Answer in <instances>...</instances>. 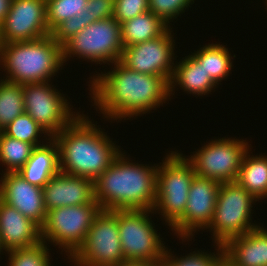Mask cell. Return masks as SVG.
<instances>
[{"mask_svg": "<svg viewBox=\"0 0 267 266\" xmlns=\"http://www.w3.org/2000/svg\"><path fill=\"white\" fill-rule=\"evenodd\" d=\"M87 25L88 20L85 8L81 14L75 15L60 23V25L51 32V35L62 46L67 40L83 30Z\"/></svg>", "mask_w": 267, "mask_h": 266, "instance_id": "32", "label": "cell"}, {"mask_svg": "<svg viewBox=\"0 0 267 266\" xmlns=\"http://www.w3.org/2000/svg\"><path fill=\"white\" fill-rule=\"evenodd\" d=\"M123 49L121 25L111 17L87 25L67 40L62 45V59L65 63L73 56L112 65L120 61Z\"/></svg>", "mask_w": 267, "mask_h": 266, "instance_id": "7", "label": "cell"}, {"mask_svg": "<svg viewBox=\"0 0 267 266\" xmlns=\"http://www.w3.org/2000/svg\"><path fill=\"white\" fill-rule=\"evenodd\" d=\"M93 123L82 113L53 137L59 148L60 171L95 181L121 153L97 121Z\"/></svg>", "mask_w": 267, "mask_h": 266, "instance_id": "2", "label": "cell"}, {"mask_svg": "<svg viewBox=\"0 0 267 266\" xmlns=\"http://www.w3.org/2000/svg\"><path fill=\"white\" fill-rule=\"evenodd\" d=\"M1 252H3V249L1 247V242H0V254H1Z\"/></svg>", "mask_w": 267, "mask_h": 266, "instance_id": "37", "label": "cell"}, {"mask_svg": "<svg viewBox=\"0 0 267 266\" xmlns=\"http://www.w3.org/2000/svg\"><path fill=\"white\" fill-rule=\"evenodd\" d=\"M178 63V64H177ZM170 96L174 95L175 86H180L184 92L198 96L207 95L215 90L217 85L206 74L203 65L191 54L175 63L174 73L169 82ZM214 88V89H213Z\"/></svg>", "mask_w": 267, "mask_h": 266, "instance_id": "21", "label": "cell"}, {"mask_svg": "<svg viewBox=\"0 0 267 266\" xmlns=\"http://www.w3.org/2000/svg\"><path fill=\"white\" fill-rule=\"evenodd\" d=\"M115 0H88L86 16L88 25L103 19L113 17Z\"/></svg>", "mask_w": 267, "mask_h": 266, "instance_id": "34", "label": "cell"}, {"mask_svg": "<svg viewBox=\"0 0 267 266\" xmlns=\"http://www.w3.org/2000/svg\"><path fill=\"white\" fill-rule=\"evenodd\" d=\"M119 266H162V264L149 261H124Z\"/></svg>", "mask_w": 267, "mask_h": 266, "instance_id": "36", "label": "cell"}, {"mask_svg": "<svg viewBox=\"0 0 267 266\" xmlns=\"http://www.w3.org/2000/svg\"><path fill=\"white\" fill-rule=\"evenodd\" d=\"M74 266H119L125 261L119 237L118 210H100L84 243L69 258Z\"/></svg>", "mask_w": 267, "mask_h": 266, "instance_id": "10", "label": "cell"}, {"mask_svg": "<svg viewBox=\"0 0 267 266\" xmlns=\"http://www.w3.org/2000/svg\"><path fill=\"white\" fill-rule=\"evenodd\" d=\"M43 194L46 211L89 204L95 200L94 181L59 171L43 186Z\"/></svg>", "mask_w": 267, "mask_h": 266, "instance_id": "17", "label": "cell"}, {"mask_svg": "<svg viewBox=\"0 0 267 266\" xmlns=\"http://www.w3.org/2000/svg\"><path fill=\"white\" fill-rule=\"evenodd\" d=\"M147 11L148 0H115L113 18L121 25Z\"/></svg>", "mask_w": 267, "mask_h": 266, "instance_id": "33", "label": "cell"}, {"mask_svg": "<svg viewBox=\"0 0 267 266\" xmlns=\"http://www.w3.org/2000/svg\"><path fill=\"white\" fill-rule=\"evenodd\" d=\"M100 210L96 200L89 204L48 210L41 227L42 242L58 245L71 258L84 243L93 219Z\"/></svg>", "mask_w": 267, "mask_h": 266, "instance_id": "9", "label": "cell"}, {"mask_svg": "<svg viewBox=\"0 0 267 266\" xmlns=\"http://www.w3.org/2000/svg\"><path fill=\"white\" fill-rule=\"evenodd\" d=\"M216 254L204 251H193L185 256H173L171 249L166 250L162 266H225L222 246L218 245Z\"/></svg>", "mask_w": 267, "mask_h": 266, "instance_id": "28", "label": "cell"}, {"mask_svg": "<svg viewBox=\"0 0 267 266\" xmlns=\"http://www.w3.org/2000/svg\"><path fill=\"white\" fill-rule=\"evenodd\" d=\"M152 209L118 210L120 243L125 261H149L163 264L167 247L155 229ZM161 238V239H160Z\"/></svg>", "mask_w": 267, "mask_h": 266, "instance_id": "8", "label": "cell"}, {"mask_svg": "<svg viewBox=\"0 0 267 266\" xmlns=\"http://www.w3.org/2000/svg\"><path fill=\"white\" fill-rule=\"evenodd\" d=\"M170 152L158 165L153 211L161 213L171 228L185 213L189 189L196 173L185 155L176 150Z\"/></svg>", "mask_w": 267, "mask_h": 266, "instance_id": "5", "label": "cell"}, {"mask_svg": "<svg viewBox=\"0 0 267 266\" xmlns=\"http://www.w3.org/2000/svg\"><path fill=\"white\" fill-rule=\"evenodd\" d=\"M169 28L160 18L147 11L121 24L124 48L163 35Z\"/></svg>", "mask_w": 267, "mask_h": 266, "instance_id": "23", "label": "cell"}, {"mask_svg": "<svg viewBox=\"0 0 267 266\" xmlns=\"http://www.w3.org/2000/svg\"><path fill=\"white\" fill-rule=\"evenodd\" d=\"M25 112L23 85L0 80V131Z\"/></svg>", "mask_w": 267, "mask_h": 266, "instance_id": "25", "label": "cell"}, {"mask_svg": "<svg viewBox=\"0 0 267 266\" xmlns=\"http://www.w3.org/2000/svg\"><path fill=\"white\" fill-rule=\"evenodd\" d=\"M49 247L41 242L30 248L12 249L9 254L8 266H51Z\"/></svg>", "mask_w": 267, "mask_h": 266, "instance_id": "30", "label": "cell"}, {"mask_svg": "<svg viewBox=\"0 0 267 266\" xmlns=\"http://www.w3.org/2000/svg\"><path fill=\"white\" fill-rule=\"evenodd\" d=\"M175 40L172 28L154 39L125 47L120 62L132 71L165 77L174 73Z\"/></svg>", "mask_w": 267, "mask_h": 266, "instance_id": "13", "label": "cell"}, {"mask_svg": "<svg viewBox=\"0 0 267 266\" xmlns=\"http://www.w3.org/2000/svg\"><path fill=\"white\" fill-rule=\"evenodd\" d=\"M88 0H46L48 30L52 32L64 20L79 15L86 8Z\"/></svg>", "mask_w": 267, "mask_h": 266, "instance_id": "29", "label": "cell"}, {"mask_svg": "<svg viewBox=\"0 0 267 266\" xmlns=\"http://www.w3.org/2000/svg\"><path fill=\"white\" fill-rule=\"evenodd\" d=\"M0 242L6 252L30 248L42 242L41 227L0 199Z\"/></svg>", "mask_w": 267, "mask_h": 266, "instance_id": "18", "label": "cell"}, {"mask_svg": "<svg viewBox=\"0 0 267 266\" xmlns=\"http://www.w3.org/2000/svg\"><path fill=\"white\" fill-rule=\"evenodd\" d=\"M259 226L232 238L222 248L225 266H267V230Z\"/></svg>", "mask_w": 267, "mask_h": 266, "instance_id": "19", "label": "cell"}, {"mask_svg": "<svg viewBox=\"0 0 267 266\" xmlns=\"http://www.w3.org/2000/svg\"><path fill=\"white\" fill-rule=\"evenodd\" d=\"M63 64L62 46L51 34L33 41L0 44V67L7 74L3 79L9 82H50Z\"/></svg>", "mask_w": 267, "mask_h": 266, "instance_id": "4", "label": "cell"}, {"mask_svg": "<svg viewBox=\"0 0 267 266\" xmlns=\"http://www.w3.org/2000/svg\"><path fill=\"white\" fill-rule=\"evenodd\" d=\"M192 55L203 65L206 74H209L210 79L219 85V82L227 79L232 69L231 53L228 48L220 43L206 44Z\"/></svg>", "mask_w": 267, "mask_h": 266, "instance_id": "24", "label": "cell"}, {"mask_svg": "<svg viewBox=\"0 0 267 266\" xmlns=\"http://www.w3.org/2000/svg\"><path fill=\"white\" fill-rule=\"evenodd\" d=\"M107 73L90 77L91 100L105 118L124 120L156 110L170 98V84L165 77L135 72L120 61ZM98 75V76H97ZM97 106V107H96Z\"/></svg>", "mask_w": 267, "mask_h": 266, "instance_id": "1", "label": "cell"}, {"mask_svg": "<svg viewBox=\"0 0 267 266\" xmlns=\"http://www.w3.org/2000/svg\"><path fill=\"white\" fill-rule=\"evenodd\" d=\"M195 0H148L149 11L170 26V22L185 12ZM189 6V7H188Z\"/></svg>", "mask_w": 267, "mask_h": 266, "instance_id": "31", "label": "cell"}, {"mask_svg": "<svg viewBox=\"0 0 267 266\" xmlns=\"http://www.w3.org/2000/svg\"><path fill=\"white\" fill-rule=\"evenodd\" d=\"M59 148L57 142H49L33 149L31 157L18 173L30 184L42 187L58 172Z\"/></svg>", "mask_w": 267, "mask_h": 266, "instance_id": "20", "label": "cell"}, {"mask_svg": "<svg viewBox=\"0 0 267 266\" xmlns=\"http://www.w3.org/2000/svg\"><path fill=\"white\" fill-rule=\"evenodd\" d=\"M12 0H0V25L4 22L10 11Z\"/></svg>", "mask_w": 267, "mask_h": 266, "instance_id": "35", "label": "cell"}, {"mask_svg": "<svg viewBox=\"0 0 267 266\" xmlns=\"http://www.w3.org/2000/svg\"><path fill=\"white\" fill-rule=\"evenodd\" d=\"M51 85L49 82L23 84V97L25 112L53 138L80 113H73L64 94Z\"/></svg>", "mask_w": 267, "mask_h": 266, "instance_id": "12", "label": "cell"}, {"mask_svg": "<svg viewBox=\"0 0 267 266\" xmlns=\"http://www.w3.org/2000/svg\"><path fill=\"white\" fill-rule=\"evenodd\" d=\"M244 139L218 138L197 149L187 158L196 175L220 183L234 182L237 179L245 153L250 150Z\"/></svg>", "mask_w": 267, "mask_h": 266, "instance_id": "11", "label": "cell"}, {"mask_svg": "<svg viewBox=\"0 0 267 266\" xmlns=\"http://www.w3.org/2000/svg\"><path fill=\"white\" fill-rule=\"evenodd\" d=\"M50 34L46 0H12L10 11L0 25V44L33 41Z\"/></svg>", "mask_w": 267, "mask_h": 266, "instance_id": "15", "label": "cell"}, {"mask_svg": "<svg viewBox=\"0 0 267 266\" xmlns=\"http://www.w3.org/2000/svg\"><path fill=\"white\" fill-rule=\"evenodd\" d=\"M125 156L121 151L94 181L95 200L101 210H153L158 164H135Z\"/></svg>", "mask_w": 267, "mask_h": 266, "instance_id": "3", "label": "cell"}, {"mask_svg": "<svg viewBox=\"0 0 267 266\" xmlns=\"http://www.w3.org/2000/svg\"><path fill=\"white\" fill-rule=\"evenodd\" d=\"M236 181L221 183L218 190L214 216L207 229L212 232L215 247L224 246L229 240L239 237L259 225L251 223L252 205L257 202Z\"/></svg>", "mask_w": 267, "mask_h": 266, "instance_id": "6", "label": "cell"}, {"mask_svg": "<svg viewBox=\"0 0 267 266\" xmlns=\"http://www.w3.org/2000/svg\"><path fill=\"white\" fill-rule=\"evenodd\" d=\"M35 146L31 143L7 136L0 131V162L4 172H18L31 157Z\"/></svg>", "mask_w": 267, "mask_h": 266, "instance_id": "26", "label": "cell"}, {"mask_svg": "<svg viewBox=\"0 0 267 266\" xmlns=\"http://www.w3.org/2000/svg\"><path fill=\"white\" fill-rule=\"evenodd\" d=\"M249 152L243 157L236 182L259 201L267 198V156H250Z\"/></svg>", "mask_w": 267, "mask_h": 266, "instance_id": "22", "label": "cell"}, {"mask_svg": "<svg viewBox=\"0 0 267 266\" xmlns=\"http://www.w3.org/2000/svg\"><path fill=\"white\" fill-rule=\"evenodd\" d=\"M220 185V182L195 175L189 189L185 213L171 227V231H174L182 242L192 239L199 229L204 231L209 227Z\"/></svg>", "mask_w": 267, "mask_h": 266, "instance_id": "14", "label": "cell"}, {"mask_svg": "<svg viewBox=\"0 0 267 266\" xmlns=\"http://www.w3.org/2000/svg\"><path fill=\"white\" fill-rule=\"evenodd\" d=\"M0 199L40 227L45 223L47 211L43 188L30 184L18 172H3L0 180Z\"/></svg>", "mask_w": 267, "mask_h": 266, "instance_id": "16", "label": "cell"}, {"mask_svg": "<svg viewBox=\"0 0 267 266\" xmlns=\"http://www.w3.org/2000/svg\"><path fill=\"white\" fill-rule=\"evenodd\" d=\"M2 131L7 136L23 142L31 143L35 147L44 144L43 140L42 142L41 140L38 141V138L41 137L40 134H44V137L47 135L45 141H49L51 138L48 133L26 112L17 116Z\"/></svg>", "mask_w": 267, "mask_h": 266, "instance_id": "27", "label": "cell"}]
</instances>
